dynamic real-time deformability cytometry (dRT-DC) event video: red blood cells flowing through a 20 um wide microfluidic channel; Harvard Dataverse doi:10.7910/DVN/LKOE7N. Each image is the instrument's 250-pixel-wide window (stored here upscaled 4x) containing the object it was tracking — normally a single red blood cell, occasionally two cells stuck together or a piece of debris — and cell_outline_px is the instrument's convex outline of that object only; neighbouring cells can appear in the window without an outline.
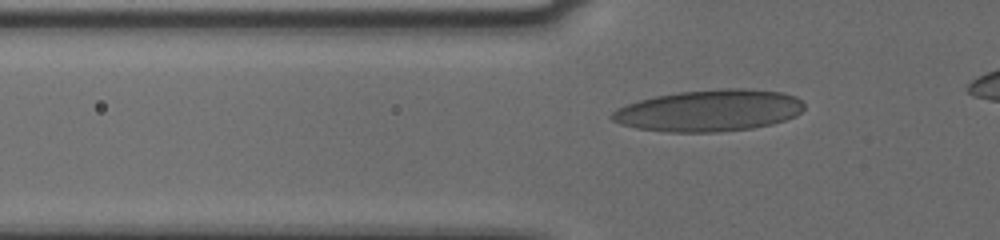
{"species": "human", "species_latin": "Homo sapiens", "temperature_condition": "cold", "stored_images_in_passage": 37, "camera_frame_rate_fps": 3000, "um_per_image_px": 0.085, "donor": {"sex": "male"}, "frame": {"image": 1, "passage_image": 6, "time_ms": 1.667, "image_size_px": [1000, 240], "cell_outline_px": [[804, 108], [796, 116], [772, 124], [752, 128], [716, 132], [668, 132], [636, 128], [620, 124], [612, 120], [608, 116], [616, 108], [640, 100], [656, 96], [680, 92], [724, 88], [744, 88], [784, 92], [796, 96], [804, 104]], "centroid_in_image_um": [60.28, 9.4], "position_along_channel_um": 65.5, "area_um2": 46.76}}
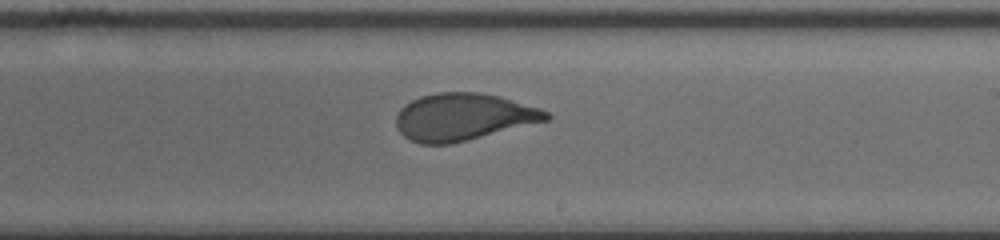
{"frame": {"image": 2, "passage_image": 21, "time_ms": 6.667, "image_size_px": [1000, 240], "cell_outline_px": [[552, 116], [548, 120], [448, 144], [420, 144], [408, 140], [396, 128], [396, 116], [400, 108], [404, 104], [420, 96], [436, 92], [476, 92], [500, 96], [540, 108], [548, 112]], "centroid_in_image_um": [39.33, 9.93], "position_along_channel_um": 249.7, "area_um2": 41.1}}
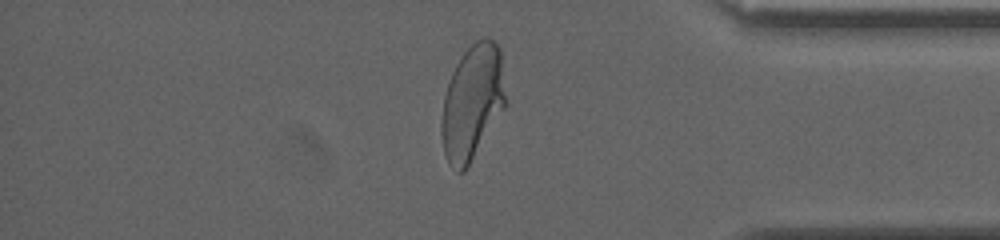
{"frame": {"image": 3, "passage_image": 34, "time_ms": 11.0, "image_size_px": [1000, 240], "cell_outline_px": [[508, 104], [464, 172], [456, 172], [448, 164], [444, 152], [440, 132], [440, 120], [444, 96], [448, 80], [456, 64], [464, 52], [476, 40], [484, 36], [488, 36], [500, 48], [508, 100]], "centroid_in_image_um": [40.16, 8.7], "position_along_channel_um": 395.0, "area_um2": 43.87}}